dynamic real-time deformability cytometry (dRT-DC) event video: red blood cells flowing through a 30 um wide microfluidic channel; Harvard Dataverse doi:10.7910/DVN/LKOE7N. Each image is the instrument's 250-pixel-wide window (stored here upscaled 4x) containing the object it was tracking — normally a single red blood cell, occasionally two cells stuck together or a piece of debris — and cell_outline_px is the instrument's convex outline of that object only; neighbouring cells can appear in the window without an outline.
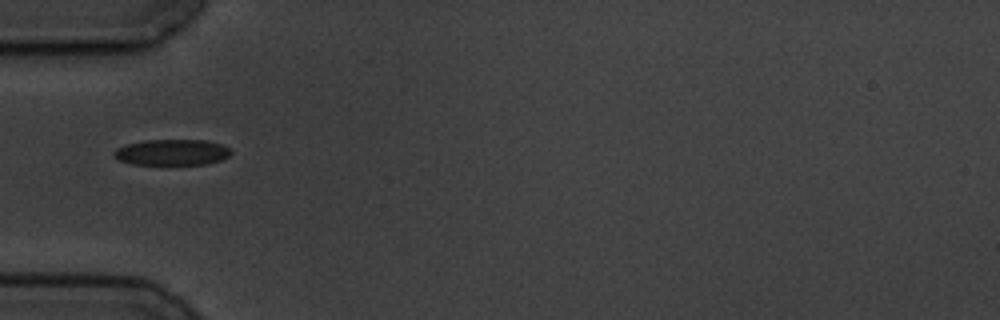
{"species": "common noctule bat (a hibernating species)", "species_latin": "Nyctalus noctula", "temperature_condition": "cold", "stored_images_in_passage": 8, "camera_frame_rate_fps": 3000, "um_per_image_px": 0.085, "animal": {"sex": "male", "body_mass_g": 19.5, "forearm_length_mm": 54.6}, "frame": {"image": 1, "passage_image": 6, "time_ms": 6.0, "image_size_px": [1000, 320], "cell_outline_px": [[232, 152], [228, 156], [220, 160], [204, 164], [132, 164], [120, 160], [112, 156], [112, 152], [116, 148], [128, 144], [144, 140], [204, 140], [220, 144], [228, 148]], "centroid_in_image_um": [14.57, 12.94], "position_along_channel_um": 70.4, "area_um2": 17.51}}
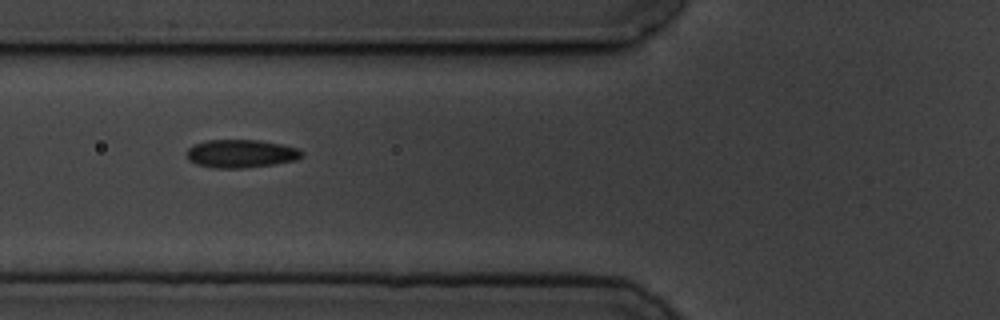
{"frame": {"image": 2, "passage_image": 7, "time_ms": 7.0, "image_size_px": [1000, 320], "cell_outline_px": [[304, 156], [296, 160], [272, 164], [244, 168], [212, 168], [196, 164], [188, 160], [184, 152], [188, 148], [196, 144], [208, 140], [260, 140], [284, 144], [300, 148], [304, 152]], "centroid_in_image_um": [20.5, 13.05], "position_along_channel_um": 105.3, "area_um2": 19.19}}
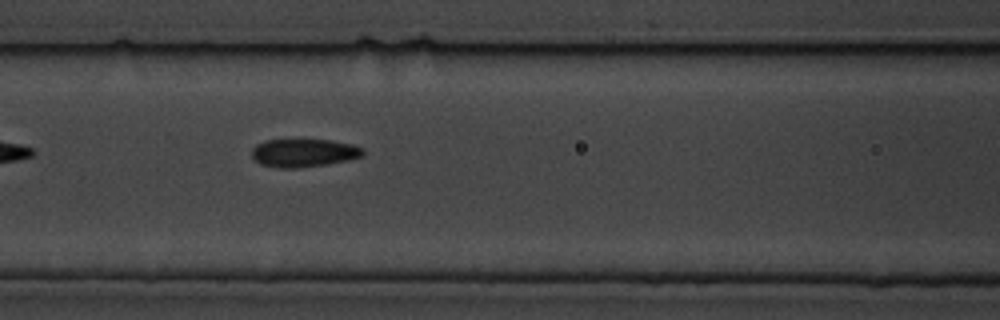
{"frame": {"image": 3, "passage_image": 8, "time_ms": 8.0, "image_size_px": [1000, 320], "cell_outline_px": [[364, 156], [348, 160], [328, 164], [296, 168], [276, 168], [260, 164], [252, 156], [252, 148], [256, 144], [264, 140], [328, 140], [352, 144], [364, 148]], "centroid_in_image_um": [25.82, 13.0], "position_along_channel_um": 140.8, "area_um2": 18.32}}